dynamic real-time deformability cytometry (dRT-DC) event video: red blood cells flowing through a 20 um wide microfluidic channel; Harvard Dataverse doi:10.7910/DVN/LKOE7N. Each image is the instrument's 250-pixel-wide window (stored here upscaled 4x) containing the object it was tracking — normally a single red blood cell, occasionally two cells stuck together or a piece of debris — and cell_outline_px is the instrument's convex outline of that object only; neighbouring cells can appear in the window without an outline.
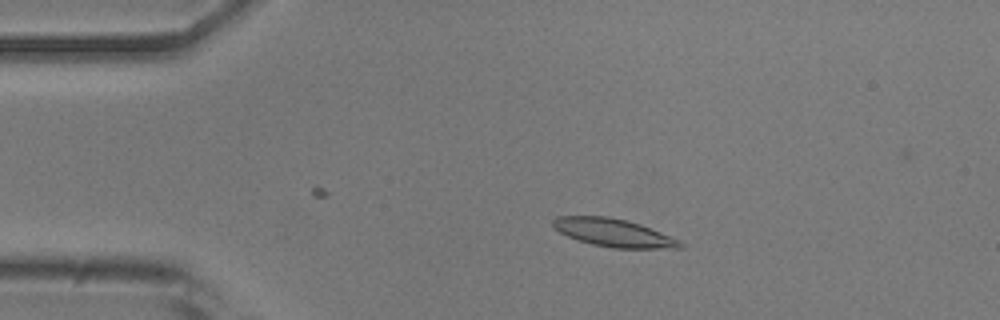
{"species": "common noctule bat (a hibernating species)", "species_latin": "Nyctalus noctula", "temperature_condition": "room temperature", "stored_images_in_passage": 47, "camera_frame_rate_fps": 3000, "um_per_image_px": 0.085, "animal": {"sex": "male", "body_mass_g": 20.5, "forearm_length_mm": 52.5}, "frame": {"image": 1, "passage_image": 10, "time_ms": 3.0, "image_size_px": [1000, 320], "cell_outline_px": [[684, 248], [612, 248], [592, 244], [568, 236], [560, 232], [552, 224], [552, 220], [556, 216], [608, 216], [628, 220], [640, 224], [680, 240], [684, 244]], "centroid_in_image_um": [52.17, 19.78], "position_along_channel_um": 32.8, "area_um2": 20.63}}
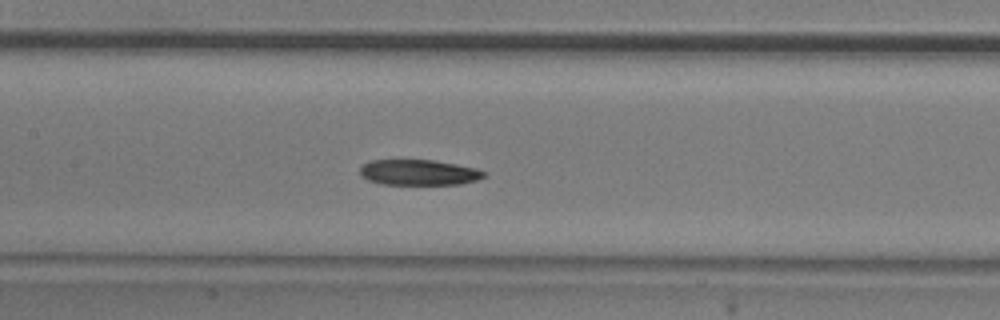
{"frame": {"image": 2, "passage_image": 24, "time_ms": 7.667, "image_size_px": [1000, 320], "cell_outline_px": [[488, 172], [484, 176], [476, 180], [460, 184], [380, 184], [368, 180], [360, 176], [360, 168], [364, 164], [372, 160], [436, 160], [476, 168]], "centroid_in_image_um": [35.6, 14.65], "position_along_channel_um": 171.8, "area_um2": 18.5}}
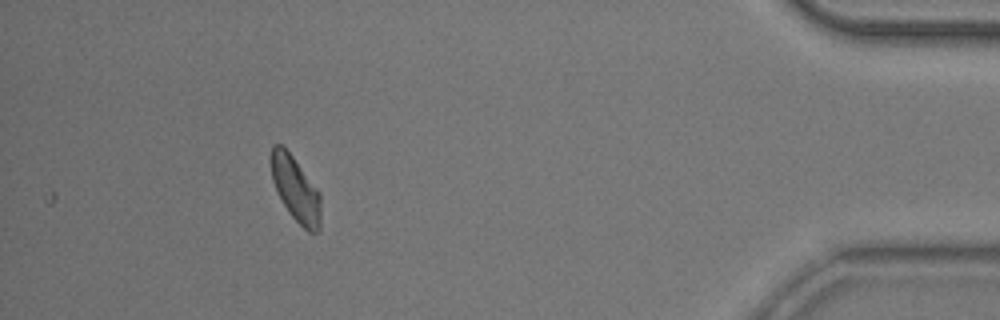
{"frame": {"image": 3, "passage_image": 47, "time_ms": 15.333, "image_size_px": [1000, 320], "cell_outline_px": [[320, 228], [316, 232], [308, 232], [288, 212], [272, 180], [268, 156], [272, 144], [280, 144], [292, 156], [320, 192]], "centroid_in_image_um": [25.09, 16.03], "position_along_channel_um": 410.1, "area_um2": 18.79}, "authors_computed_cell_mechanics": {"area_um2": 19.7098, "velocity_mm_per_s": 3.8683, "shape_relaxation_time_tau1_ms": 8.7387, "shape_relaxation_time_tau2_ms": 5.4136, "deformation_change_tau1": 0.1755, "deformation_change_tau2": 0.1129}}